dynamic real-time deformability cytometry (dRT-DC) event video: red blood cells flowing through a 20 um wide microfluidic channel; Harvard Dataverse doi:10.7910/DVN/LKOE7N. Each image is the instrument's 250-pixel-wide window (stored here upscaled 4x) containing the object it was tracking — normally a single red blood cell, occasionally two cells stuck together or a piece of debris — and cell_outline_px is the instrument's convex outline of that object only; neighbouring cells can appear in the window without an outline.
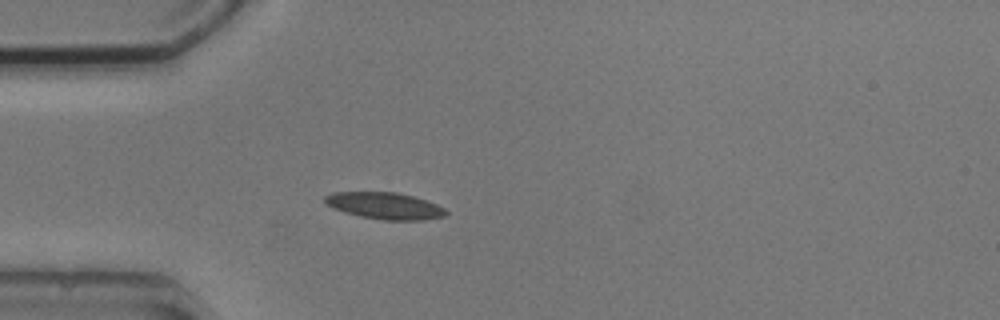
{"species": "common noctule bat (a hibernating species)", "species_latin": "Nyctalus noctula", "temperature_condition": "cold", "stored_images_in_passage": 3, "camera_frame_rate_fps": 3000, "um_per_image_px": 0.085, "animal": {"sex": "male", "body_mass_g": 20.5, "forearm_length_mm": 52.5}, "frame": {"image": 1, "passage_image": 3, "time_ms": 3.0, "image_size_px": [1000, 320], "cell_outline_px": [[448, 212], [444, 216], [420, 220], [384, 220], [360, 216], [344, 212], [328, 204], [324, 200], [324, 196], [332, 192], [396, 192], [412, 196], [436, 204], [444, 208]], "centroid_in_image_um": [32.7, 17.48], "position_along_channel_um": 52.3, "area_um2": 18.55}}